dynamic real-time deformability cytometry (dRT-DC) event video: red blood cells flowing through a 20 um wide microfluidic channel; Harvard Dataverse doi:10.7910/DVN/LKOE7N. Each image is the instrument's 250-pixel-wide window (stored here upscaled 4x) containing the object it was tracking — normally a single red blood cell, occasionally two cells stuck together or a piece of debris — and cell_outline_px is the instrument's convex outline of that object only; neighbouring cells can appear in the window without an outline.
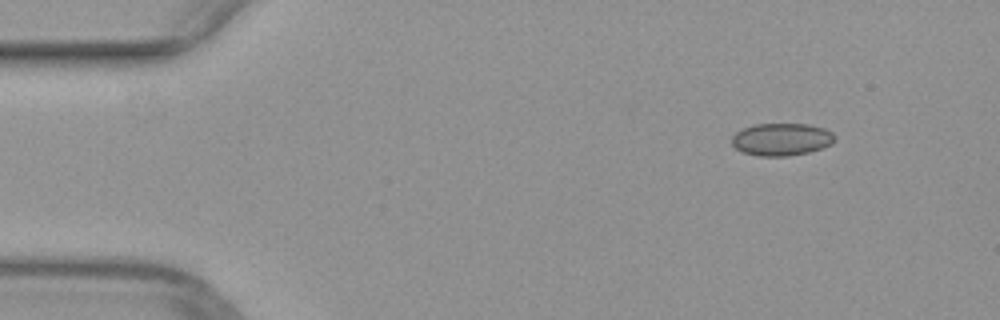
{"species": "common noctule bat (a hibernating species)", "species_latin": "Nyctalus noctula", "temperature_condition": "warm", "stored_images_in_passage": 13, "camera_frame_rate_fps": 3000, "um_per_image_px": 0.085, "animal": {"sex": "female", "body_mass_g": 29.2, "forearm_length_mm": 56.3}, "frame": {"image": 1, "passage_image": 1, "time_ms": 0.0, "image_size_px": [1000, 320], "cell_outline_px": [[836, 140], [832, 144], [808, 152], [788, 156], [756, 156], [744, 152], [736, 148], [732, 144], [732, 136], [736, 132], [744, 128], [756, 124], [808, 124], [824, 128], [832, 132], [836, 136]], "centroid_in_image_um": [66.45, 11.84], "position_along_channel_um": 18.6, "area_um2": 19.48}}
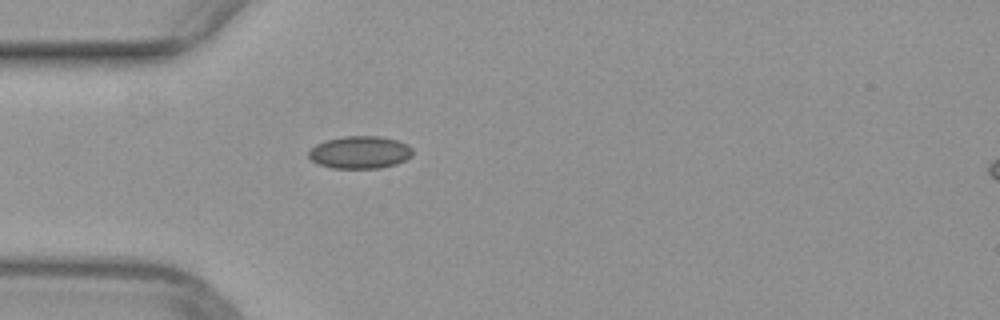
{"frame": {"image": 2, "passage_image": 10, "time_ms": 3.0, "image_size_px": [1000, 320], "cell_outline_px": [[412, 156], [396, 164], [380, 168], [332, 168], [316, 164], [308, 156], [308, 152], [316, 144], [324, 140], [344, 136], [380, 136], [396, 140], [408, 144], [412, 148]], "centroid_in_image_um": [30.58, 12.94], "position_along_channel_um": 54.4, "area_um2": 19.83}}